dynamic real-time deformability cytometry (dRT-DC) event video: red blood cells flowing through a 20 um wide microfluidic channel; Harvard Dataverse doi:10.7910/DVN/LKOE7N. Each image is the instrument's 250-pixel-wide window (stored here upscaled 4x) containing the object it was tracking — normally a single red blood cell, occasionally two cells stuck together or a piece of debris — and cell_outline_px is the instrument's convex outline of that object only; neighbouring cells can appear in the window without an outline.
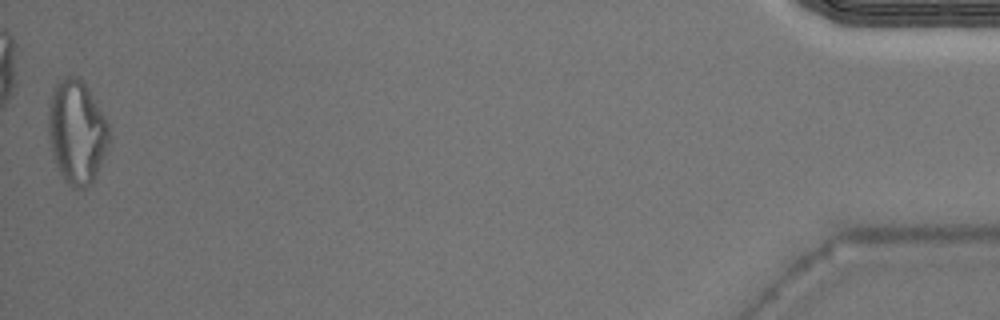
{"species": "Egyptian fruit bat (a non-hibernating species)", "species_latin": "Rousettus aegyptiacus", "temperature_condition": "warm", "stored_images_in_passage": 44, "camera_frame_rate_fps": 3000, "um_per_image_px": 0.085, "animal": {"sex": "male"}, "frame": {"image": 1, "passage_image": 44, "time_ms": 14.333, "image_size_px": [1000, 320], "cell_outline_px": [[108, 148], [92, 180], [84, 188], [72, 188], [64, 180], [56, 164], [52, 152], [48, 136], [48, 108], [52, 92], [56, 84], [64, 76], [76, 76], [84, 80], [104, 116], [108, 124]], "centroid_in_image_um": [6.5, 11.17], "position_along_channel_um": 428.7, "area_um2": 36.41}}